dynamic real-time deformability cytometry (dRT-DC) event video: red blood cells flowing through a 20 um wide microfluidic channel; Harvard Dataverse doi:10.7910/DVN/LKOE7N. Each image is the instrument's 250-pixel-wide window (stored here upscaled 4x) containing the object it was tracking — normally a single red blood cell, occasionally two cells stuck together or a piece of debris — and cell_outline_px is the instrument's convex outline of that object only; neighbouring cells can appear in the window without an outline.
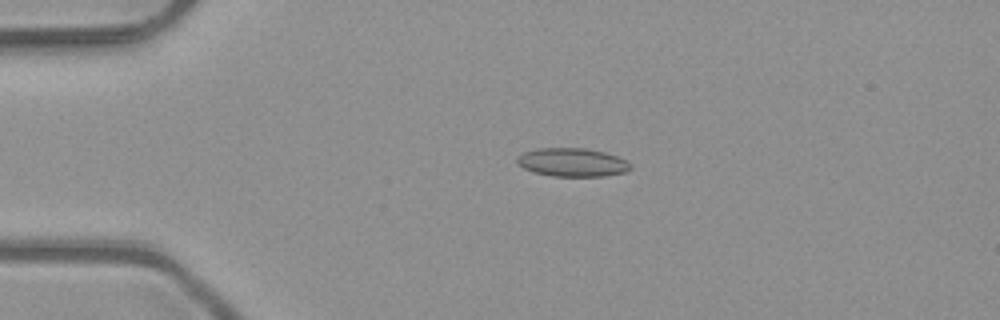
{"species": "common noctule bat (a hibernating species)", "species_latin": "Nyctalus noctula", "temperature_condition": "room temperature", "stored_images_in_passage": 4, "camera_frame_rate_fps": 3000, "um_per_image_px": 0.085, "animal": {"sex": "male", "body_mass_g": 23.1, "forearm_length_mm": 52.7}, "frame": {"image": 1, "passage_image": 3, "time_ms": 0.667, "image_size_px": [1000, 320], "cell_outline_px": [[632, 168], [624, 172], [604, 176], [552, 176], [532, 172], [524, 168], [516, 160], [524, 152], [536, 148], [584, 148], [604, 152], [628, 160], [632, 164]], "centroid_in_image_um": [48.68, 13.8], "position_along_channel_um": 36.3, "area_um2": 18.79}}